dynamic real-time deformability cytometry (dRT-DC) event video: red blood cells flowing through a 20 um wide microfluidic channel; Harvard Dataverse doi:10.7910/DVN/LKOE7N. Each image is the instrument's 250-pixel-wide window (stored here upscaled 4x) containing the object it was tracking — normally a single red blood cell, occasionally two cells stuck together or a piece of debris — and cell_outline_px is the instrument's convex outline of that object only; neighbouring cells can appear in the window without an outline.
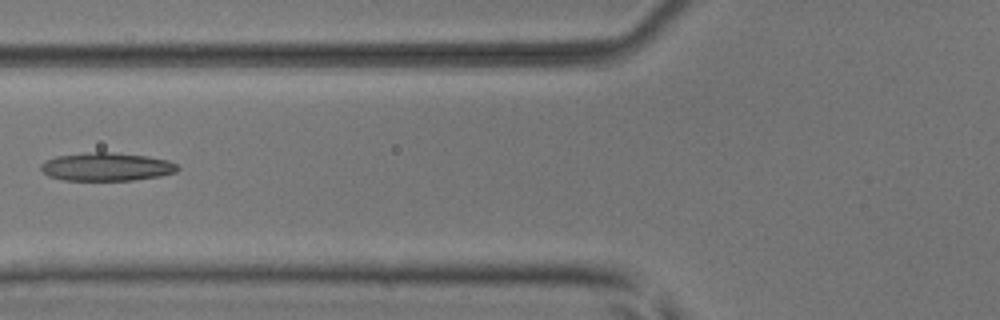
{"species": "common noctule bat (a hibernating species)", "species_latin": "Nyctalus noctula", "temperature_condition": "room temperature", "stored_images_in_passage": 7, "camera_frame_rate_fps": 3000, "um_per_image_px": 0.085, "animal": {"sex": "male", "body_mass_g": 17.9, "forearm_length_mm": 54.2}, "frame": {"image": 1, "passage_image": 6, "time_ms": 1.667, "image_size_px": [1000, 320], "cell_outline_px": [[180, 168], [176, 172], [160, 176], [132, 180], [64, 180], [48, 176], [40, 168], [40, 164], [44, 160], [56, 156], [88, 152], [112, 152], [148, 156], [168, 160], [176, 164]], "centroid_in_image_um": [9.04, 14.17], "position_along_channel_um": 116.8, "area_um2": 22.6}}
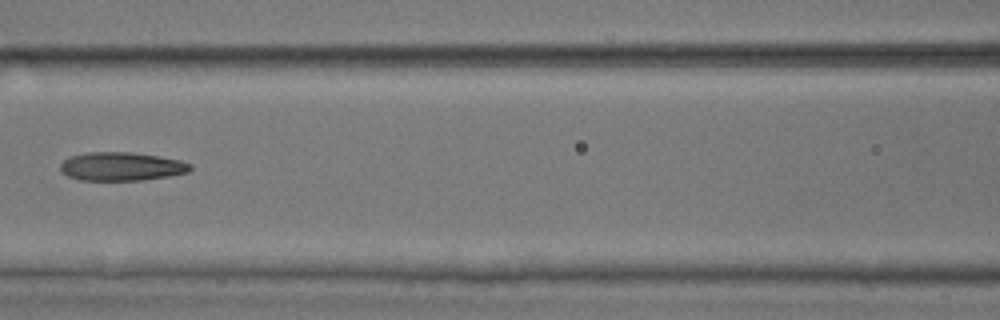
{"frame": {"image": 2, "passage_image": 7, "time_ms": 2.0, "image_size_px": [1000, 320], "cell_outline_px": [[192, 168], [188, 172], [168, 176], [144, 180], [80, 180], [68, 176], [60, 168], [60, 164], [68, 156], [88, 152], [132, 152], [180, 160], [192, 164]], "centroid_in_image_um": [10.32, 14.14], "position_along_channel_um": 156.3, "area_um2": 21.56}}